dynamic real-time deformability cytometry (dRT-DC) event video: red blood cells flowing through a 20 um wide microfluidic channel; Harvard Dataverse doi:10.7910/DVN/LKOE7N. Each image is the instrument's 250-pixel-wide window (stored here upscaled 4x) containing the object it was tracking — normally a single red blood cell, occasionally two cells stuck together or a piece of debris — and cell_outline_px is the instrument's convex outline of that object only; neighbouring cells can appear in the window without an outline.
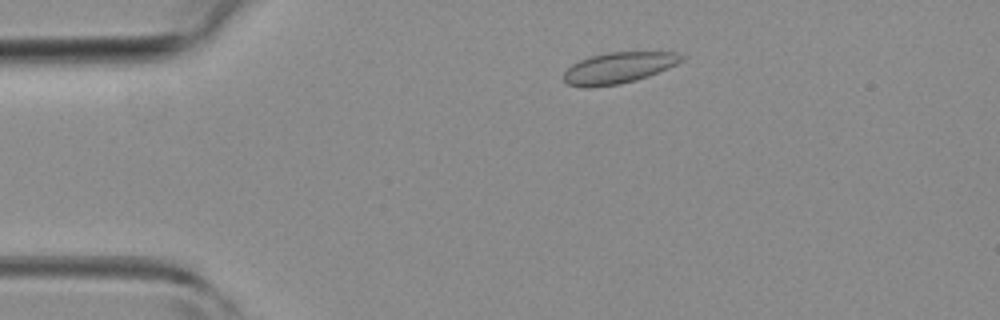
{"species": "common noctule bat (a hibernating species)", "species_latin": "Nyctalus noctula", "temperature_condition": "room temperature", "stored_images_in_passage": 3, "camera_frame_rate_fps": 3000, "um_per_image_px": 0.085, "animal": {"sex": "female", "body_mass_g": 19.3, "forearm_length_mm": 54.1}, "frame": {"image": 1, "passage_image": 2, "time_ms": 1.333, "image_size_px": [1000, 320], "cell_outline_px": [[684, 60], [668, 68], [648, 76], [636, 80], [620, 84], [588, 88], [584, 88], [568, 84], [564, 80], [564, 72], [572, 64], [588, 56], [608, 52], [676, 52], [684, 56]], "centroid_in_image_um": [52.56, 5.77], "position_along_channel_um": 32.4, "area_um2": 21.44}}